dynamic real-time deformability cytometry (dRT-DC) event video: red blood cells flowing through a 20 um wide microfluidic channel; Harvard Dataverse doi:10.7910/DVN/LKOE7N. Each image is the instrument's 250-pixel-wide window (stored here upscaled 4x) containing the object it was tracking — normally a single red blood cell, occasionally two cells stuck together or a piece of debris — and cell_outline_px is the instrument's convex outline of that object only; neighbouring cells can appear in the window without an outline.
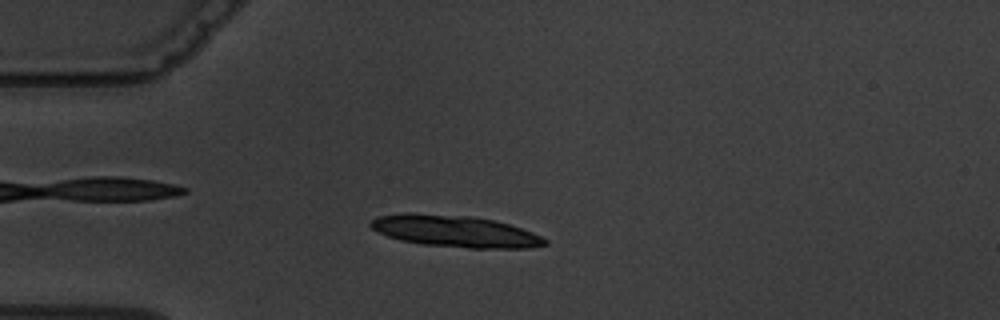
{"species": "common noctule bat (a hibernating species)", "species_latin": "Nyctalus noctula", "temperature_condition": "warm", "stored_images_in_passage": 4, "camera_frame_rate_fps": 3000, "um_per_image_px": 0.085, "animal": {"sex": "male", "body_mass_g": 19.5, "forearm_length_mm": 54.6}, "frame": {"image": 1, "passage_image": 4, "time_ms": 3.667, "image_size_px": [1000, 320], "cell_outline_px": [[548, 244], [528, 248], [472, 248], [424, 244], [400, 240], [388, 236], [372, 228], [368, 224], [376, 216], [408, 212], [472, 216], [492, 220], [508, 224], [532, 232], [548, 240]], "centroid_in_image_um": [38.67, 19.64], "position_along_channel_um": 46.3, "area_um2": 32.02}}